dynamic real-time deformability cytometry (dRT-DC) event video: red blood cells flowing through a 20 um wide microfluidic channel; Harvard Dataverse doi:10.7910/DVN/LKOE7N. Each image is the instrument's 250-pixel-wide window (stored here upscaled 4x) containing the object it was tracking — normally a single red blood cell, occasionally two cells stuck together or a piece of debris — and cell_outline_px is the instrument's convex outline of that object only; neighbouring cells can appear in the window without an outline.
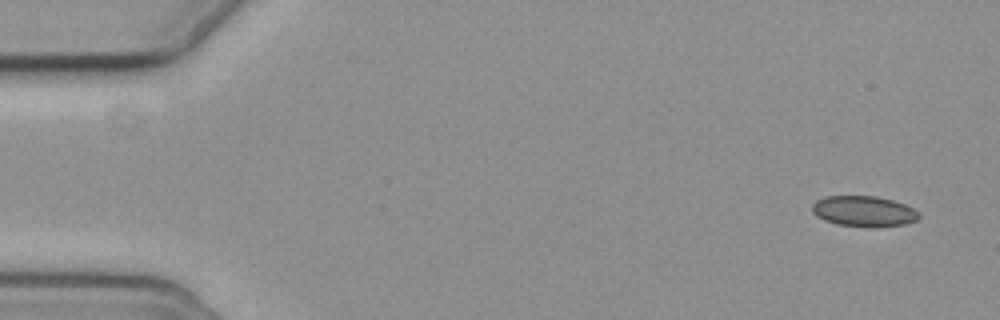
{"species": "common noctule bat (a hibernating species)", "species_latin": "Nyctalus noctula", "temperature_condition": "cold", "stored_images_in_passage": 3, "camera_frame_rate_fps": 3000, "um_per_image_px": 0.085, "animal": {"sex": "female", "body_mass_g": 19.3, "forearm_length_mm": 54.1}, "frame": {"image": 1, "passage_image": 3, "time_ms": 2.333, "image_size_px": [1000, 320], "cell_outline_px": [[920, 216], [916, 220], [904, 224], [872, 228], [836, 224], [824, 220], [816, 216], [812, 212], [812, 204], [816, 200], [824, 196], [876, 196], [892, 200], [904, 204], [920, 212]], "centroid_in_image_um": [73.4, 17.96], "position_along_channel_um": 11.6, "area_um2": 19.25}}